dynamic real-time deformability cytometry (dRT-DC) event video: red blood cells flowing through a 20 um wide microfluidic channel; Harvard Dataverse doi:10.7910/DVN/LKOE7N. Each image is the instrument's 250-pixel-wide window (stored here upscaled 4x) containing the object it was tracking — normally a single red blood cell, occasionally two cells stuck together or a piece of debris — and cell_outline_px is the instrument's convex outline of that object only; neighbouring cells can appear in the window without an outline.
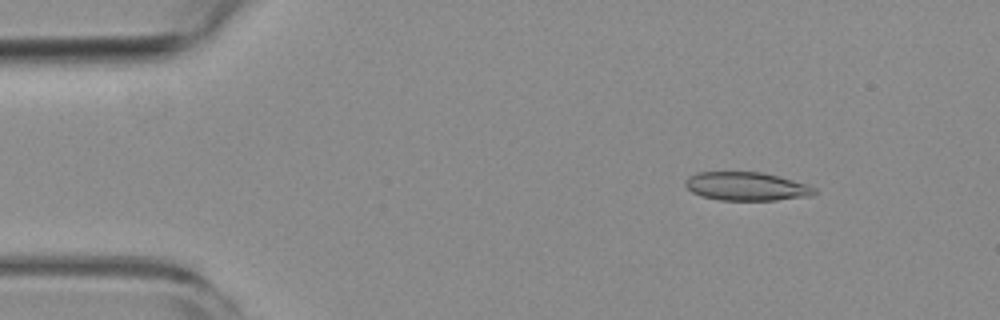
{"species": "common noctule bat (a hibernating species)", "species_latin": "Nyctalus noctula", "temperature_condition": "room temperature", "stored_images_in_passage": 52, "camera_frame_rate_fps": 3000, "um_per_image_px": 0.085, "animal": {"sex": "female", "body_mass_g": 19.3, "forearm_length_mm": 54.1}, "frame": {"image": 1, "passage_image": 6, "time_ms": 1.667, "image_size_px": [1000, 320], "cell_outline_px": [[816, 192], [812, 196], [776, 200], [720, 200], [700, 196], [692, 192], [684, 184], [684, 180], [688, 176], [696, 172], [764, 172], [780, 176], [808, 184], [816, 188]], "centroid_in_image_um": [63.45, 15.83], "position_along_channel_um": 21.5, "area_um2": 21.73}}
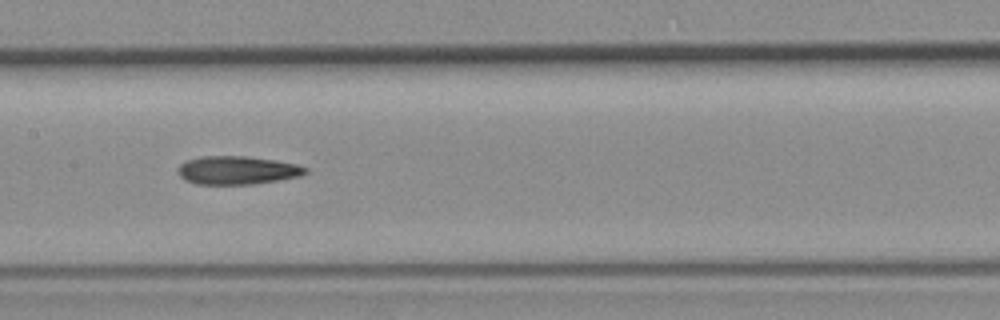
{"frame": {"image": 2, "passage_image": 25, "time_ms": 8.0, "image_size_px": [1000, 320], "cell_outline_px": [[308, 172], [300, 176], [280, 180], [252, 184], [196, 184], [184, 180], [180, 176], [180, 164], [188, 160], [200, 156], [244, 156], [276, 160], [296, 164], [308, 168]], "centroid_in_image_um": [20.2, 14.47], "position_along_channel_um": 187.2, "area_um2": 20.98}}
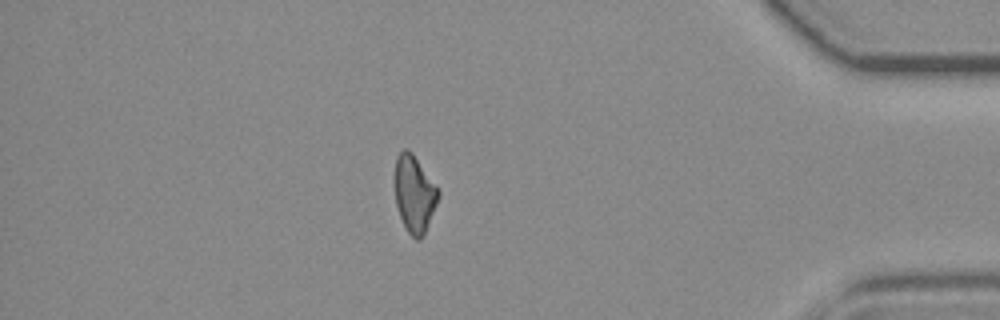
{"frame": {"image": 3, "passage_image": 45, "time_ms": 14.667, "image_size_px": [1000, 320], "cell_outline_px": [[440, 196], [424, 232], [420, 240], [416, 240], [408, 232], [400, 216], [396, 204], [396, 156], [404, 148], [408, 148], [412, 152], [440, 192]], "centroid_in_image_um": [35.22, 16.47], "position_along_channel_um": 400.0, "area_um2": 18.96}}